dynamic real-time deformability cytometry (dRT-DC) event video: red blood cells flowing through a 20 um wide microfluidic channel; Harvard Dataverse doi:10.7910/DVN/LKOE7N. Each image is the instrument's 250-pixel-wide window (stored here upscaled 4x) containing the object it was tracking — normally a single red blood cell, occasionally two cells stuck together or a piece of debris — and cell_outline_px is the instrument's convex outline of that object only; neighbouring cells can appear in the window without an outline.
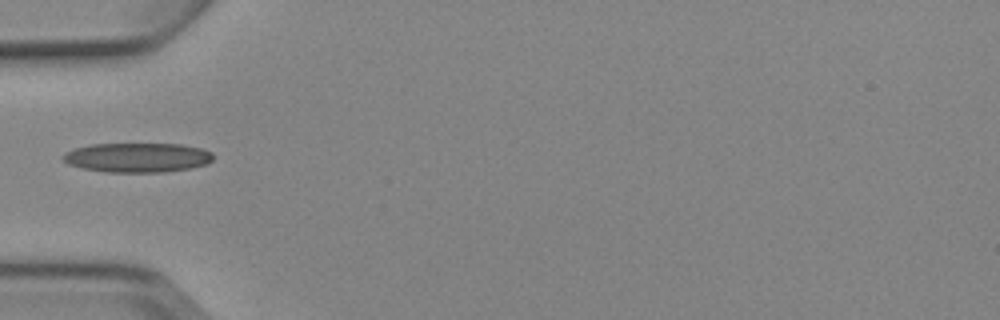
{"species": "Egyptian fruit bat (a non-hibernating species)", "species_latin": "Rousettus aegyptiacus", "temperature_condition": "cold", "stored_images_in_passage": 6, "camera_frame_rate_fps": 3000, "um_per_image_px": 0.085, "animal": {"sex": "female"}, "frame": {"image": 1, "passage_image": 6, "time_ms": 6.667, "image_size_px": [1000, 320], "cell_outline_px": [[212, 160], [208, 164], [192, 168], [164, 172], [108, 172], [84, 168], [68, 164], [60, 156], [64, 152], [76, 148], [92, 144], [180, 144], [204, 148], [212, 152]], "centroid_in_image_um": [11.71, 13.39], "position_along_channel_um": 73.3, "area_um2": 25.89}}